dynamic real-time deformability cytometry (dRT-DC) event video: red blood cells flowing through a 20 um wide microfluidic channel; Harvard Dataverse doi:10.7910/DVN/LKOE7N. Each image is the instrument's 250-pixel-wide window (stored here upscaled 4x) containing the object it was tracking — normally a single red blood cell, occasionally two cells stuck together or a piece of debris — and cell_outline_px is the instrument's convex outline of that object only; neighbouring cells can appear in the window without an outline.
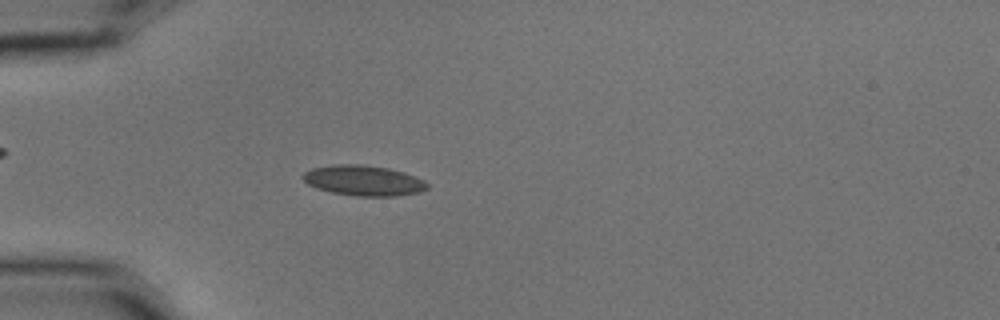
{"species": "common noctule bat (a hibernating species)", "species_latin": "Nyctalus noctula", "temperature_condition": "cold", "stored_images_in_passage": 4, "camera_frame_rate_fps": 3000, "um_per_image_px": 0.085, "animal": {"sex": "male", "body_mass_g": 15.6}, "frame": {"image": 1, "passage_image": 4, "time_ms": 1.0, "image_size_px": [1000, 320], "cell_outline_px": [[428, 188], [420, 192], [396, 196], [356, 196], [332, 192], [316, 188], [308, 184], [300, 176], [304, 172], [312, 168], [332, 164], [360, 164], [388, 168], [404, 172], [424, 180], [428, 184]], "centroid_in_image_um": [30.89, 15.34], "position_along_channel_um": 54.1, "area_um2": 22.08}}